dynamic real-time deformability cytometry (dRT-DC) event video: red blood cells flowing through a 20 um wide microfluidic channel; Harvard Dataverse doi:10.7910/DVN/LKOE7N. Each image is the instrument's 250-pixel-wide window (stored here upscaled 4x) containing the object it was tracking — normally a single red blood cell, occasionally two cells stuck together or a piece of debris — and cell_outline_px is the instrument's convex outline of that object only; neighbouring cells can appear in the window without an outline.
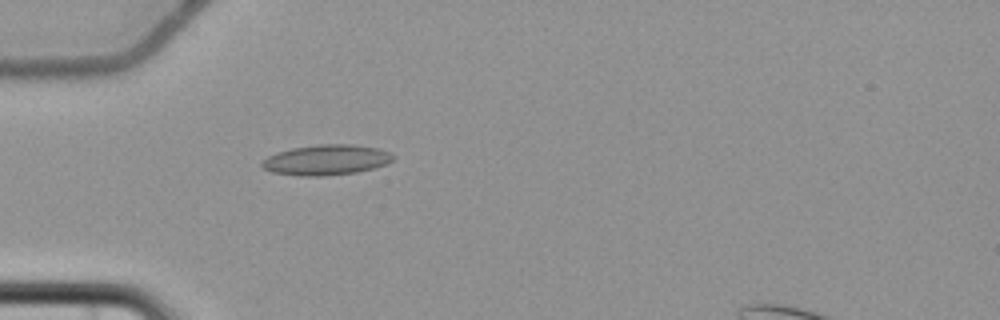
{"species": "common noctule bat (a hibernating species)", "species_latin": "Nyctalus noctula", "temperature_condition": "cold", "stored_images_in_passage": 2, "camera_frame_rate_fps": 3000, "um_per_image_px": 0.085, "animal": {"sex": "female", "body_mass_g": 22.7, "forearm_length_mm": 54.2}, "frame": {"image": 1, "passage_image": 2, "time_ms": 2.0, "image_size_px": [1000, 320], "cell_outline_px": [[396, 156], [392, 160], [384, 164], [372, 168], [356, 172], [324, 176], [300, 176], [272, 172], [264, 168], [260, 164], [268, 156], [276, 152], [292, 148], [320, 144], [352, 144], [376, 148], [392, 152]], "centroid_in_image_um": [27.73, 13.59], "position_along_channel_um": 57.3, "area_um2": 23.12}}